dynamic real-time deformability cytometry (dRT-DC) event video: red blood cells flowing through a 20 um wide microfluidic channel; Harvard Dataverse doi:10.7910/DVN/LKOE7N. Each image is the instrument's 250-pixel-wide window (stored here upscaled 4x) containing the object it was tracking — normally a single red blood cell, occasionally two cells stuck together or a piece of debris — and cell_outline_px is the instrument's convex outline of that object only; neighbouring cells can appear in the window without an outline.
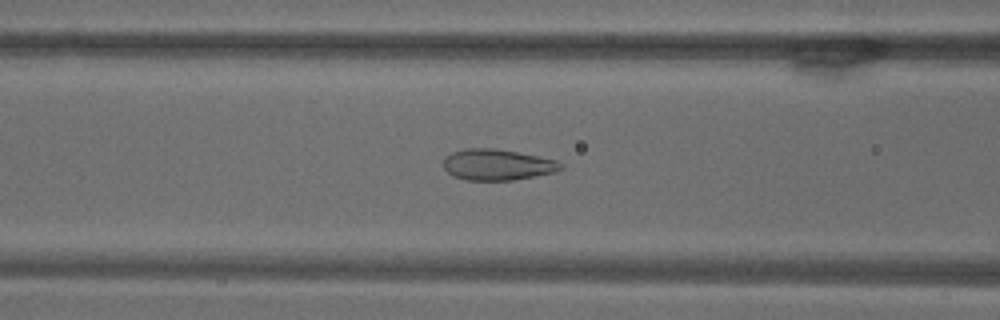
{"species": "common noctule bat (a hibernating species)", "species_latin": "Nyctalus noctula", "temperature_condition": "warm", "stored_images_in_passage": 61, "camera_frame_rate_fps": 3000, "um_per_image_px": 0.085, "animal": {"sex": "male", "body_mass_g": 18.8}, "frame": {"image": 1, "passage_image": 20, "time_ms": 6.333, "image_size_px": [1000, 320], "cell_outline_px": [[564, 168], [556, 172], [512, 180], [464, 180], [452, 176], [444, 168], [444, 156], [452, 152], [464, 148], [496, 148], [556, 160], [564, 164]], "centroid_in_image_um": [42.26, 14.0], "position_along_channel_um": 124.3, "area_um2": 21.33}}
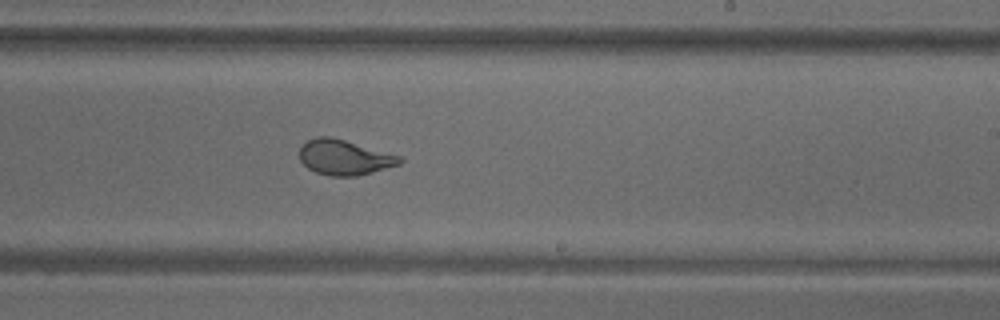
{"frame": {"image": 2, "passage_image": 34, "time_ms": 11.0, "image_size_px": [1000, 320], "cell_outline_px": [[404, 160], [400, 164], [372, 172], [356, 176], [332, 176], [316, 172], [308, 168], [300, 160], [300, 148], [308, 140], [316, 136], [332, 136], [400, 156]], "centroid_in_image_um": [29.27, 13.37], "position_along_channel_um": 259.7, "area_um2": 20.4}}
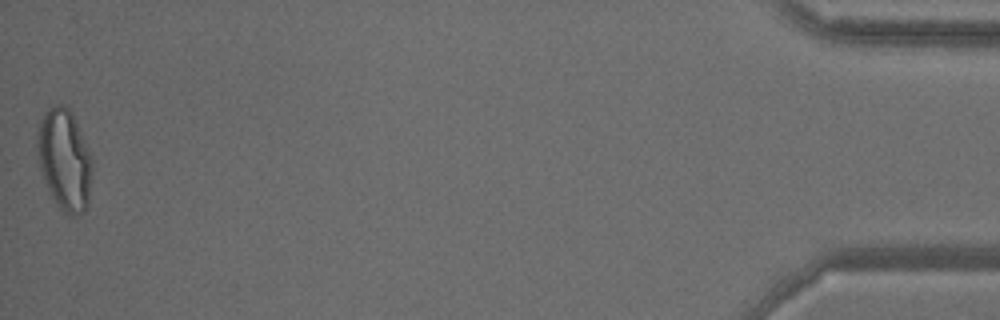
{"frame": {"image": 3, "passage_image": 61, "time_ms": 20.0, "image_size_px": [1000, 320], "cell_outline_px": [[92, 168], [88, 208], [84, 212], [72, 216], [68, 216], [56, 204], [48, 188], [40, 168], [36, 156], [40, 120], [44, 112], [48, 108], [56, 104], [64, 104], [72, 112], [92, 156]], "centroid_in_image_um": [5.5, 13.58], "position_along_channel_um": 429.7, "area_um2": 32.54}}